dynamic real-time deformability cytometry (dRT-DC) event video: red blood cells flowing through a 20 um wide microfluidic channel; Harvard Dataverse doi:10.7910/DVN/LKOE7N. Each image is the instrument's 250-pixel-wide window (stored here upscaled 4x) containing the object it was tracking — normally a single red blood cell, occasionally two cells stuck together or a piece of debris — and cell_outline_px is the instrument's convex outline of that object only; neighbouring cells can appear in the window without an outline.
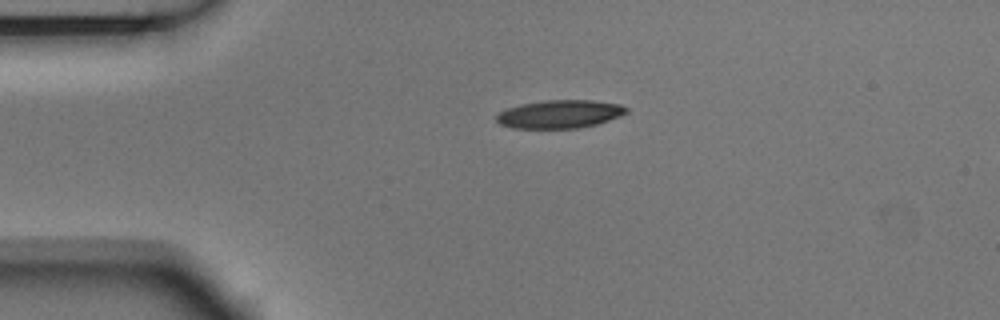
{"species": "Egyptian fruit bat (a non-hibernating species)", "species_latin": "Rousettus aegyptiacus", "temperature_condition": "room temperature", "stored_images_in_passage": 2, "camera_frame_rate_fps": 3000, "um_per_image_px": 0.085, "animal": {"sex": "male"}, "frame": {"image": 1, "passage_image": 1, "time_ms": 0.0, "image_size_px": [1000, 320], "cell_outline_px": [[628, 112], [620, 116], [596, 124], [580, 128], [512, 128], [500, 124], [496, 120], [496, 116], [500, 112], [508, 108], [520, 104], [548, 100], [592, 100], [620, 104], [628, 108]], "centroid_in_image_um": [47.59, 9.7], "position_along_channel_um": 37.4, "area_um2": 21.27}}
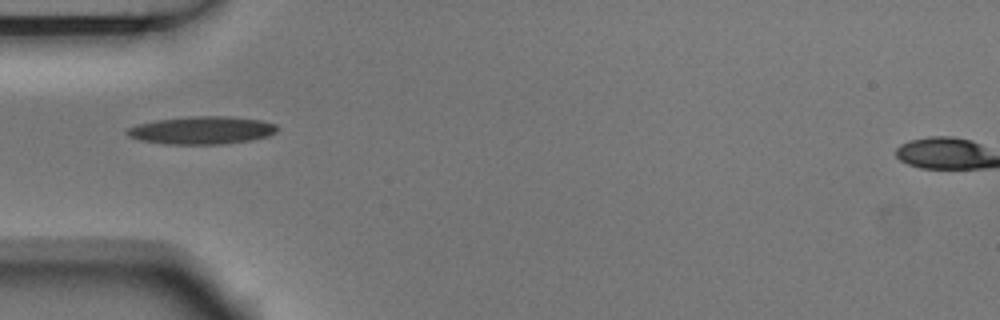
{"frame": {"image": 2, "passage_image": 2, "time_ms": 0.333, "image_size_px": [1000, 320], "cell_outline_px": [[280, 128], [276, 132], [268, 136], [252, 140], [224, 144], [164, 144], [140, 140], [128, 136], [124, 132], [128, 128], [140, 124], [156, 120], [192, 116], [228, 116], [260, 120], [276, 124]], "centroid_in_image_um": [17.18, 11.08], "position_along_channel_um": 67.8, "area_um2": 24.39}}